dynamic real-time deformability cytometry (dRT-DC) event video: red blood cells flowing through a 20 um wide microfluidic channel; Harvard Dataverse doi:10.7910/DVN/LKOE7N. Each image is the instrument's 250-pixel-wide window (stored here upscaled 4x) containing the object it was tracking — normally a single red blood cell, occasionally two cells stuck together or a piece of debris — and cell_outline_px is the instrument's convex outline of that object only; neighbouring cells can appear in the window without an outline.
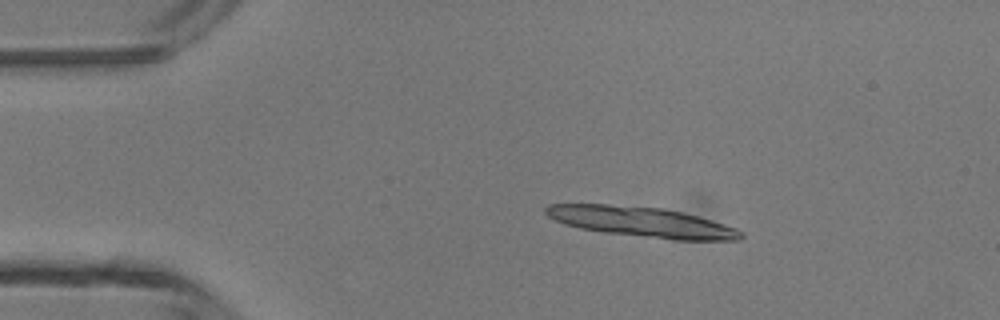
{"species": "common noctule bat (a hibernating species)", "species_latin": "Nyctalus noctula", "temperature_condition": "room temperature", "stored_images_in_passage": 5, "camera_frame_rate_fps": 3000, "um_per_image_px": 0.085, "animal": {"sex": "male", "body_mass_g": 13.3}, "frame": {"image": 1, "passage_image": 2, "time_ms": 2.0, "image_size_px": [1000, 320], "cell_outline_px": [[744, 236], [740, 240], [672, 240], [604, 232], [580, 228], [564, 224], [548, 216], [544, 212], [544, 208], [548, 204], [608, 204], [660, 208], [684, 212], [712, 220], [736, 228], [744, 232]], "centroid_in_image_um": [54.57, 18.87], "position_along_channel_um": 30.4, "area_um2": 34.33}}
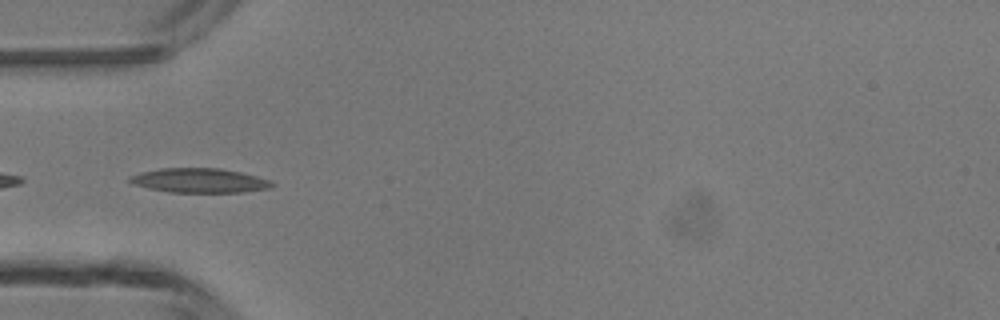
{"frame": {"image": 2, "passage_image": 4, "time_ms": 4.333, "image_size_px": [1000, 320], "cell_outline_px": [[276, 184], [272, 188], [244, 192], [168, 192], [148, 188], [132, 184], [128, 180], [128, 176], [160, 168], [220, 168], [240, 172], [272, 180]], "centroid_in_image_um": [16.99, 15.35], "position_along_channel_um": 68.0, "area_um2": 20.35}}
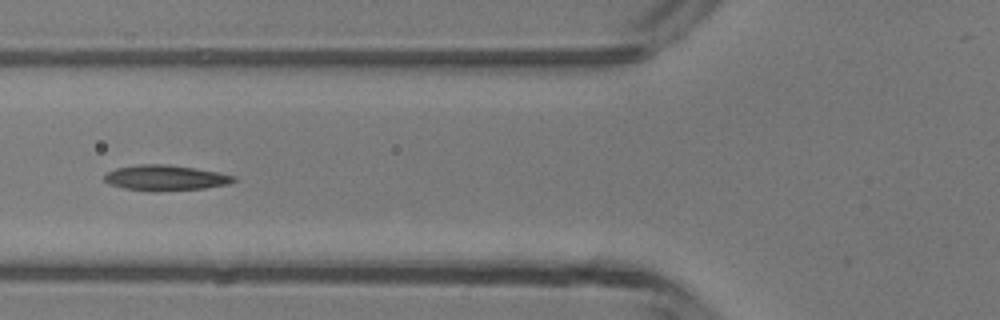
{"frame": {"image": 3, "passage_image": 5, "time_ms": 5.333, "image_size_px": [1000, 320], "cell_outline_px": [[236, 180], [228, 184], [204, 188], [156, 192], [148, 192], [124, 188], [108, 184], [104, 180], [104, 176], [108, 172], [116, 168], [140, 164], [168, 164], [220, 172], [236, 176]], "centroid_in_image_um": [14.06, 15.12], "position_along_channel_um": 111.7, "area_um2": 19.42}}